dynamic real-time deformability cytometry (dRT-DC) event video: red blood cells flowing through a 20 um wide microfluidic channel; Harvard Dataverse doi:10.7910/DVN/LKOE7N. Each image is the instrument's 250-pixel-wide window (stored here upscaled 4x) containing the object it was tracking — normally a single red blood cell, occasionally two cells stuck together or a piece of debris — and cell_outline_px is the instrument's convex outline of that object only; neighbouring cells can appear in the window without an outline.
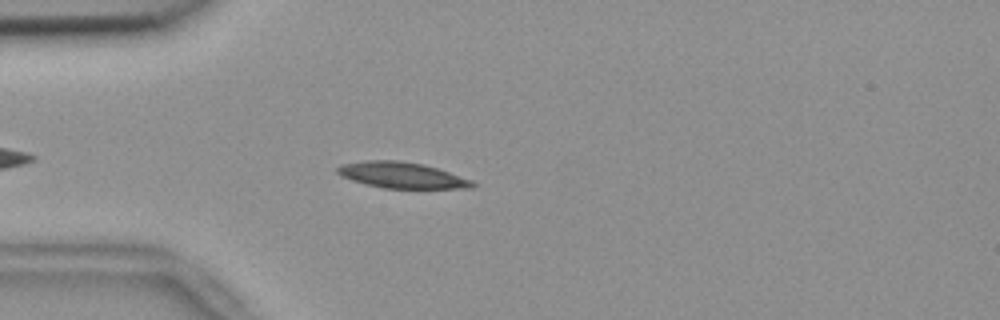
{"species": "common noctule bat (a hibernating species)", "species_latin": "Nyctalus noctula", "temperature_condition": "room temperature", "stored_images_in_passage": 45, "camera_frame_rate_fps": 3000, "um_per_image_px": 0.085, "animal": {"sex": "female", "body_mass_g": 18.4}, "frame": {"image": 1, "passage_image": 6, "time_ms": 1.667, "image_size_px": [1000, 320], "cell_outline_px": [[476, 184], [472, 188], [380, 188], [364, 184], [340, 176], [336, 172], [336, 168], [340, 164], [368, 160], [400, 160], [424, 164], [472, 180]], "centroid_in_image_um": [34.1, 14.89], "position_along_channel_um": 50.9, "area_um2": 20.52}}
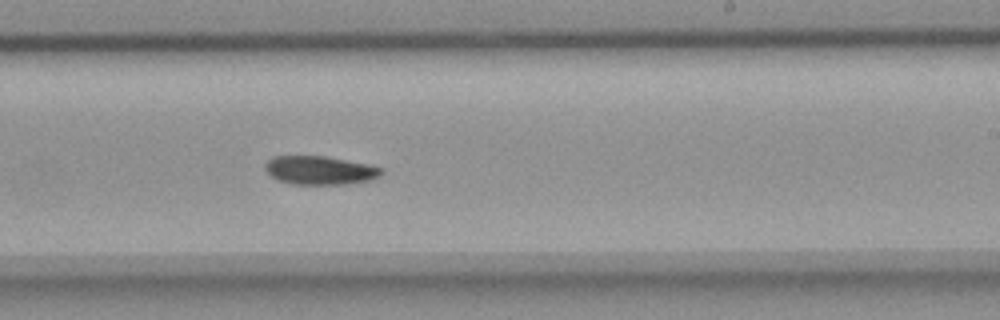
{"frame": {"image": 2, "passage_image": 24, "time_ms": 7.667, "image_size_px": [1000, 320], "cell_outline_px": [[384, 172], [380, 176], [372, 180], [344, 184], [292, 184], [276, 180], [264, 168], [264, 164], [272, 156], [324, 156], [372, 164], [384, 168]], "centroid_in_image_um": [27.23, 14.47], "position_along_channel_um": 261.8, "area_um2": 19.65}}
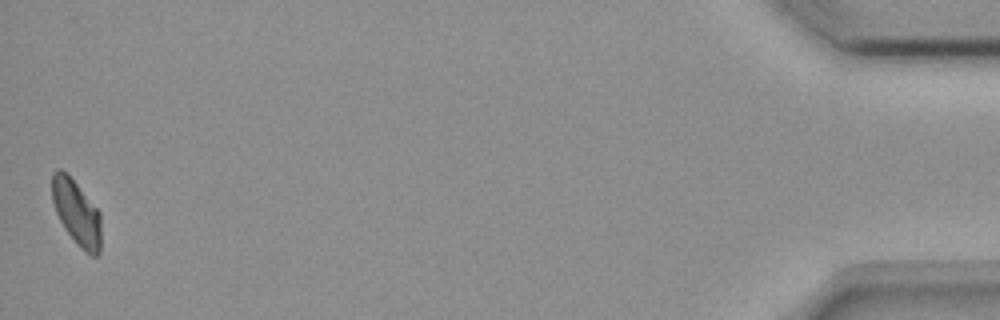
{"frame": {"image": 3, "passage_image": 45, "time_ms": 14.667, "image_size_px": [1000, 320], "cell_outline_px": [[100, 252], [96, 256], [92, 256], [80, 248], [76, 244], [64, 228], [56, 212], [52, 200], [52, 172], [56, 168], [60, 168], [76, 184], [100, 212]], "centroid_in_image_um": [6.49, 18.1], "position_along_channel_um": 428.7, "area_um2": 18.38}}